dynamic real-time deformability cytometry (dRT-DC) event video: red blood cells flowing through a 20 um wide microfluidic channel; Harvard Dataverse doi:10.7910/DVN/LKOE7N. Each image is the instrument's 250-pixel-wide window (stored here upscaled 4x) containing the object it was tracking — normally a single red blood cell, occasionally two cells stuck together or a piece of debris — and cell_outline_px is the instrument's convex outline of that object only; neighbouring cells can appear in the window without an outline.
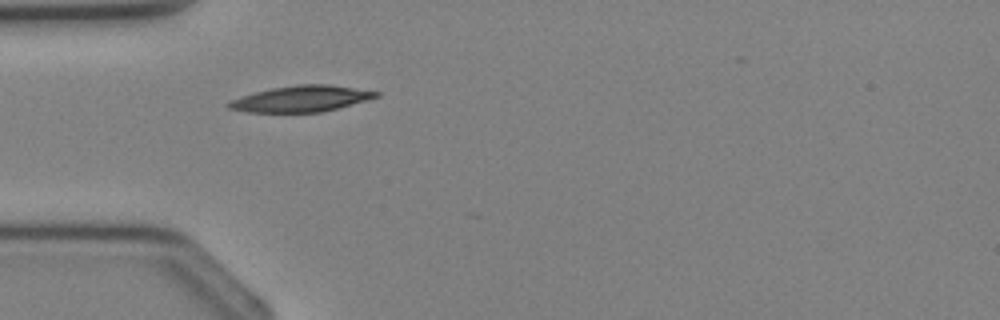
{"species": "Egyptian fruit bat (a non-hibernating species)", "species_latin": "Rousettus aegyptiacus", "temperature_condition": "cold", "stored_images_in_passage": 27, "camera_frame_rate_fps": 3000, "um_per_image_px": 0.085, "animal": {"sex": "female"}, "frame": {"image": 1, "passage_image": 1, "time_ms": 0.0, "image_size_px": [1000, 320], "cell_outline_px": [[380, 96], [368, 100], [320, 112], [248, 112], [228, 108], [224, 104], [228, 100], [256, 92], [272, 88], [296, 84], [328, 84], [380, 92]], "centroid_in_image_um": [25.57, 8.39], "position_along_channel_um": 59.4, "area_um2": 22.31}}
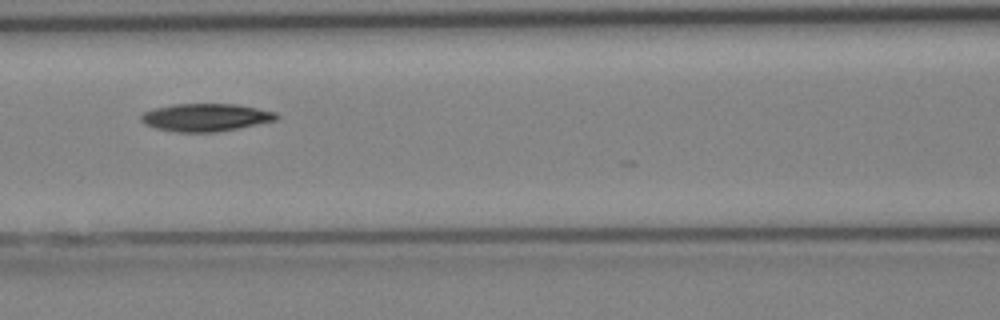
{"frame": {"image": 2, "passage_image": 6, "time_ms": 1.667, "image_size_px": [1000, 320], "cell_outline_px": [[280, 116], [276, 120], [216, 132], [176, 132], [156, 128], [144, 124], [140, 120], [140, 116], [144, 112], [156, 108], [176, 104], [236, 104], [276, 112]], "centroid_in_image_um": [17.47, 9.98], "position_along_channel_um": 149.1, "area_um2": 21.68}}
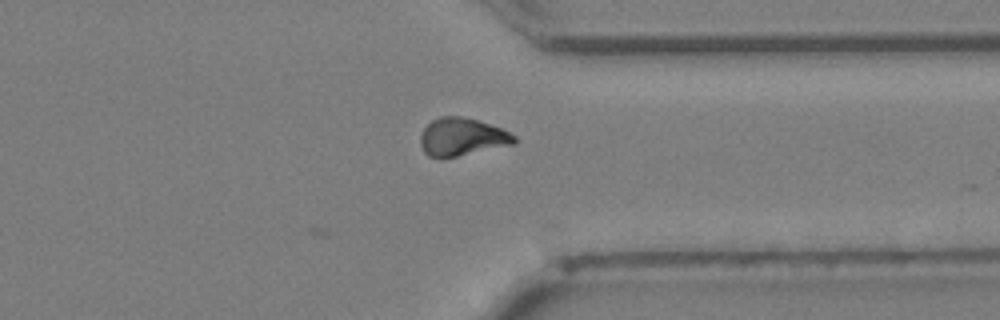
{"frame": {"image": 3, "passage_image": 18, "time_ms": 5.667, "image_size_px": [1000, 320], "cell_outline_px": [[516, 144], [456, 156], [428, 156], [424, 152], [420, 144], [420, 136], [424, 128], [432, 120], [440, 116], [460, 116], [476, 120], [500, 128], [516, 136]], "centroid_in_image_um": [39.27, 11.63], "position_along_channel_um": 372.1, "area_um2": 20.35}}